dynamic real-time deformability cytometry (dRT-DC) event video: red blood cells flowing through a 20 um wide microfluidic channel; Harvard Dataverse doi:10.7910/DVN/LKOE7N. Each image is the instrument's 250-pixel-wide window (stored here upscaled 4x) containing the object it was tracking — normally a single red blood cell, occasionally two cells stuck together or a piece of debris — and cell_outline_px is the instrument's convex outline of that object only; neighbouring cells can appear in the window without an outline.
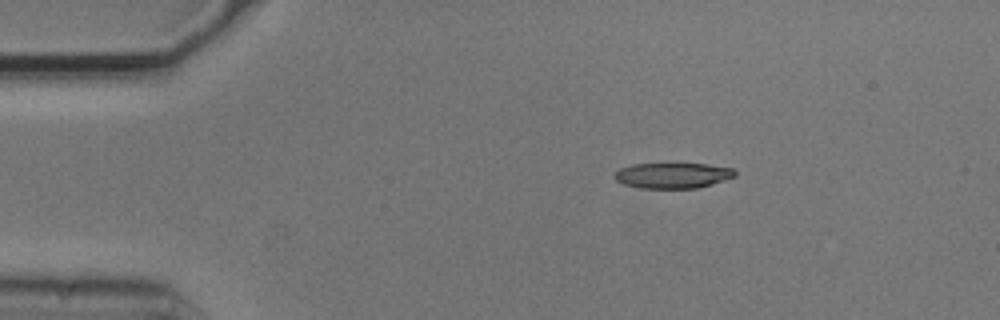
{"species": "common noctule bat (a hibernating species)", "species_latin": "Nyctalus noctula", "temperature_condition": "cold", "stored_images_in_passage": 6, "camera_frame_rate_fps": 3000, "um_per_image_px": 0.085, "animal": {"sex": "male", "body_mass_g": 20.5, "forearm_length_mm": 52.5}, "frame": {"image": 1, "passage_image": 1, "time_ms": 0.0, "image_size_px": [1000, 320], "cell_outline_px": [[736, 176], [712, 184], [696, 188], [640, 188], [624, 184], [616, 180], [612, 176], [620, 168], [632, 164], [708, 164], [732, 168], [736, 172]], "centroid_in_image_um": [57.17, 14.91], "position_along_channel_um": 27.8, "area_um2": 17.86}}
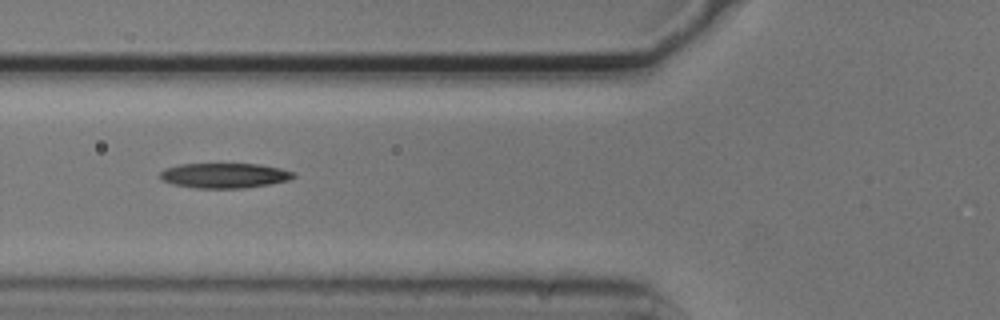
{"frame": {"image": 2, "passage_image": 4, "time_ms": 1.0, "image_size_px": [1000, 320], "cell_outline_px": [[296, 176], [288, 180], [268, 184], [244, 188], [196, 188], [172, 184], [160, 180], [160, 172], [164, 168], [180, 164], [260, 164], [280, 168], [296, 172]], "centroid_in_image_um": [19.06, 14.91], "position_along_channel_um": 106.7, "area_um2": 19.54}}
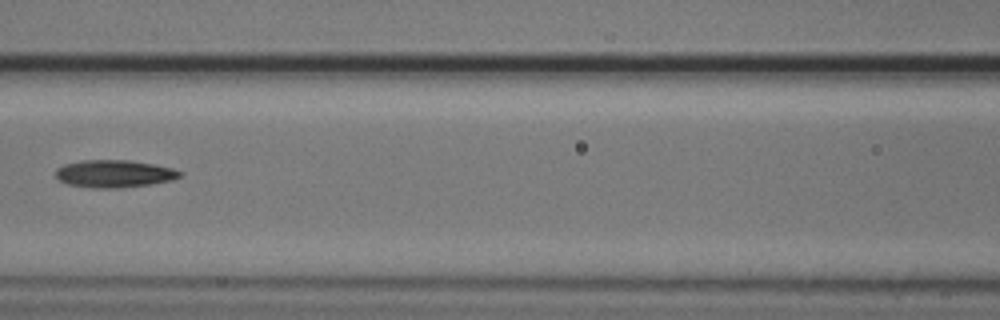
{"frame": {"image": 3, "passage_image": 5, "time_ms": 1.333, "image_size_px": [1000, 320], "cell_outline_px": [[184, 172], [180, 176], [172, 180], [148, 184], [116, 188], [92, 188], [68, 184], [60, 180], [56, 176], [56, 168], [64, 164], [84, 160], [128, 160], [152, 164], [172, 168]], "centroid_in_image_um": [9.7, 14.76], "position_along_channel_um": 156.9, "area_um2": 19.71}}